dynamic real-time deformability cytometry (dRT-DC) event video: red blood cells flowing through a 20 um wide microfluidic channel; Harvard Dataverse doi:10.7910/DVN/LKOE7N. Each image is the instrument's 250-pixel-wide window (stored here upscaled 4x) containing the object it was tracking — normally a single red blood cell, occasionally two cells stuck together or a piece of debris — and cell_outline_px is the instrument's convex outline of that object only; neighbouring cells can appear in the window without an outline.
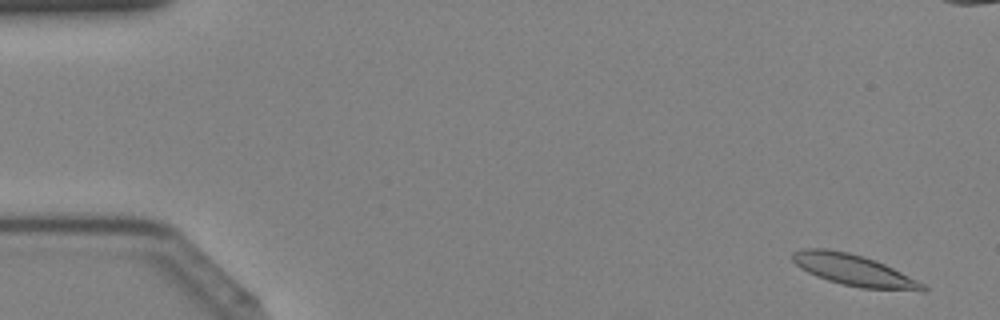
{"species": "Egyptian fruit bat (a non-hibernating species)", "species_latin": "Rousettus aegyptiacus", "temperature_condition": "cold", "stored_images_in_passage": 45, "camera_frame_rate_fps": 3000, "um_per_image_px": 0.085, "animal": {"sex": "female"}, "frame": {"image": 1, "passage_image": 3, "time_ms": 0.667, "image_size_px": [1000, 320], "cell_outline_px": [[928, 292], [920, 292], [860, 288], [828, 280], [816, 276], [800, 268], [792, 260], [792, 252], [804, 248], [828, 248], [848, 252], [884, 264], [924, 284], [928, 288]], "centroid_in_image_um": [72.59, 22.98], "position_along_channel_um": 12.4, "area_um2": 23.7}}
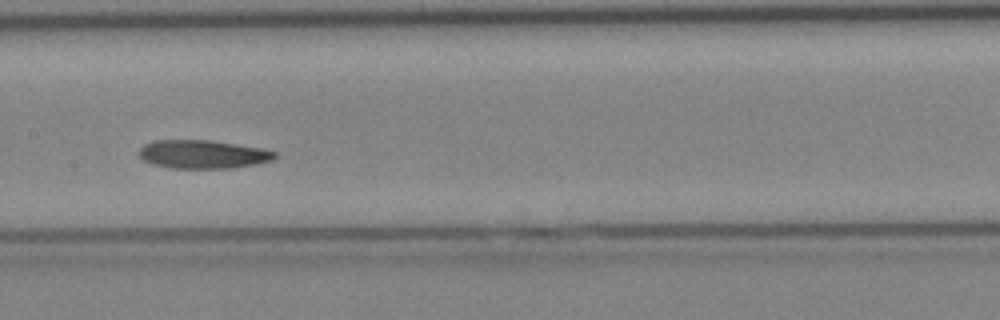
{"frame": {"image": 2, "passage_image": 23, "time_ms": 7.333, "image_size_px": [1000, 320], "cell_outline_px": [[276, 156], [272, 160], [256, 164], [232, 168], [172, 168], [152, 164], [144, 160], [136, 152], [144, 144], [152, 140], [212, 140], [264, 148], [276, 152]], "centroid_in_image_um": [17.23, 13.1], "position_along_channel_um": 190.2, "area_um2": 22.72}}
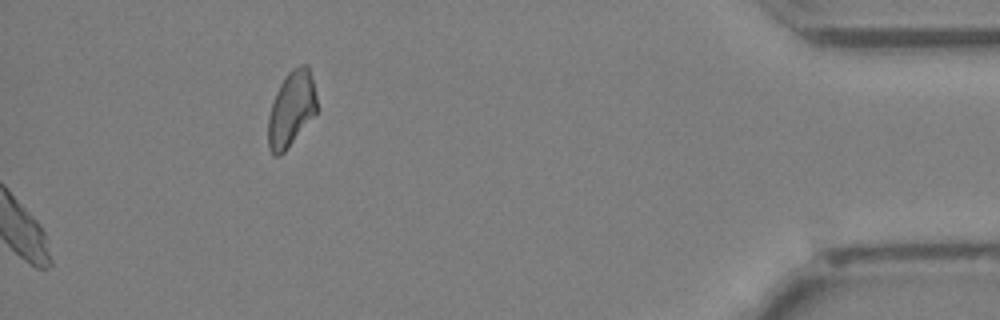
{"frame": {"image": 3, "passage_image": 45, "time_ms": 14.667, "image_size_px": [1000, 320], "cell_outline_px": [[316, 112], [288, 148], [280, 156], [272, 156], [268, 148], [268, 116], [276, 92], [284, 76], [292, 68], [300, 64], [308, 64], [316, 96]], "centroid_in_image_um": [24.73, 9.27], "position_along_channel_um": 410.5, "area_um2": 21.33}}